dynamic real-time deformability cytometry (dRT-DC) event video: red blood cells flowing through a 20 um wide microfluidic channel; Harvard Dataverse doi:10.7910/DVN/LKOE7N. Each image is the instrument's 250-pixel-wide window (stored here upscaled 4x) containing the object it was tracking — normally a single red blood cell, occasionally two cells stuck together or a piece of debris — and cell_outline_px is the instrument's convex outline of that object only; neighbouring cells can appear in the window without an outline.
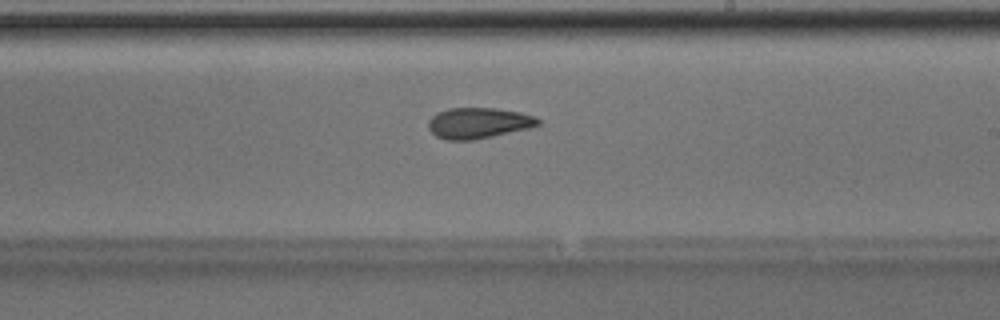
{"species": "Egyptian fruit bat (a non-hibernating species)", "species_latin": "Rousettus aegyptiacus", "temperature_condition": "room temperature", "stored_images_in_passage": 48, "camera_frame_rate_fps": 3000, "um_per_image_px": 0.085, "animal": {"sex": "male"}, "frame": {"image": 1, "passage_image": 30, "time_ms": 9.667, "image_size_px": [1000, 320], "cell_outline_px": [[540, 124], [532, 128], [472, 140], [444, 140], [436, 136], [428, 128], [428, 120], [436, 112], [448, 108], [496, 108], [520, 112], [532, 116], [540, 120]], "centroid_in_image_um": [40.64, 10.46], "position_along_channel_um": 248.4, "area_um2": 19.83}}
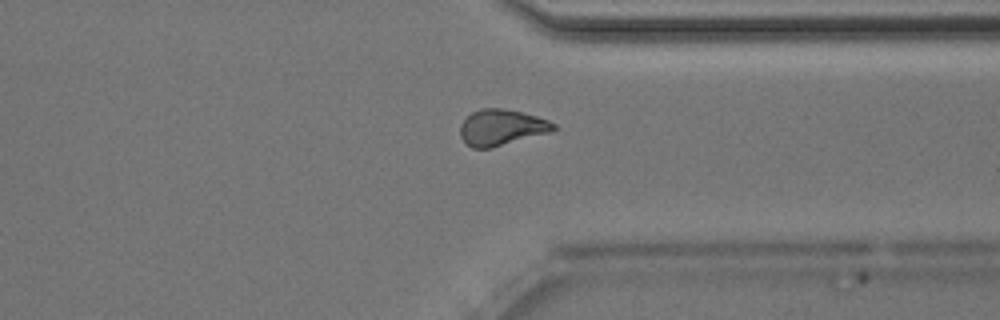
{"frame": {"image": 2, "passage_image": 39, "time_ms": 12.667, "image_size_px": [1000, 320], "cell_outline_px": [[556, 128], [552, 132], [492, 148], [472, 148], [460, 136], [460, 124], [472, 112], [480, 108], [504, 108], [536, 116], [548, 120], [556, 124]], "centroid_in_image_um": [42.64, 10.83], "position_along_channel_um": 368.8, "area_um2": 19.65}}
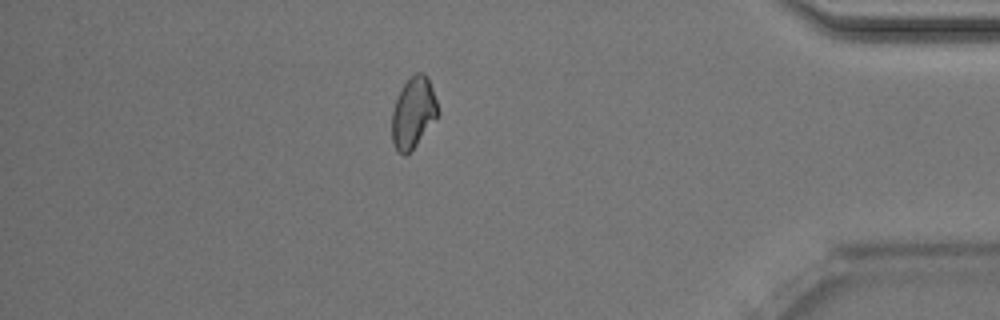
{"frame": {"image": 3, "passage_image": 44, "time_ms": 14.333, "image_size_px": [1000, 320], "cell_outline_px": [[440, 112], [416, 144], [404, 156], [396, 152], [392, 140], [392, 112], [396, 100], [404, 84], [416, 72], [424, 72], [428, 76]], "centroid_in_image_um": [35.12, 9.57], "position_along_channel_um": 400.1, "area_um2": 18.73}, "authors_computed_cell_mechanics": {"area_um2": 20.1433, "velocity_mm_per_s": 4.0316, "shape_relaxation_time_tau1_ms": null, "shape_relaxation_time_tau2_ms": 4.2465, "deformation_change_tau1": null, "deformation_change_tau2": 0.0866}}